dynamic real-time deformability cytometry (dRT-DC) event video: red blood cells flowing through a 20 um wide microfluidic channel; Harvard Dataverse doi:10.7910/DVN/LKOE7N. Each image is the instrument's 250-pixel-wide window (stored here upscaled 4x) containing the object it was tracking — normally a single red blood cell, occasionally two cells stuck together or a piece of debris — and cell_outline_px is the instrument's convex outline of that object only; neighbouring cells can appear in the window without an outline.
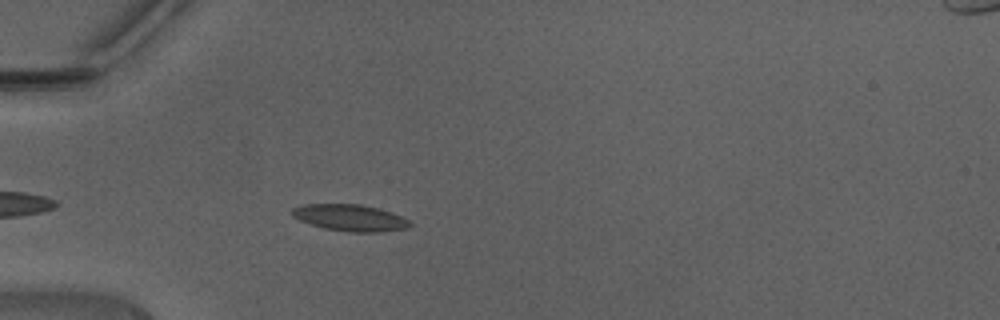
{"species": "Egyptian fruit bat (a non-hibernating species)", "species_latin": "Rousettus aegyptiacus", "temperature_condition": "warm", "stored_images_in_passage": 36, "camera_frame_rate_fps": 3000, "um_per_image_px": 0.085, "animal": {"sex": "male"}, "frame": {"image": 1, "passage_image": 4, "time_ms": 1.0, "image_size_px": [1000, 320], "cell_outline_px": [[412, 224], [404, 228], [380, 232], [348, 232], [324, 228], [300, 220], [292, 216], [288, 212], [292, 208], [304, 204], [360, 204], [392, 212], [408, 220]], "centroid_in_image_um": [29.7, 18.5], "position_along_channel_um": 55.3, "area_um2": 18.15}}
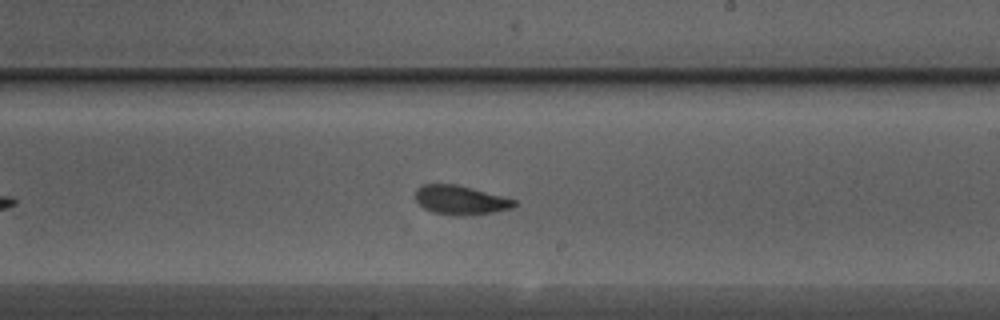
{"frame": {"image": 2, "passage_image": 18, "time_ms": 5.667, "image_size_px": [1000, 320], "cell_outline_px": [[516, 204], [512, 208], [492, 212], [432, 212], [424, 208], [416, 200], [416, 188], [424, 184], [456, 184], [516, 200]], "centroid_in_image_um": [39.11, 16.94], "position_along_channel_um": 249.9, "area_um2": 15.61}}
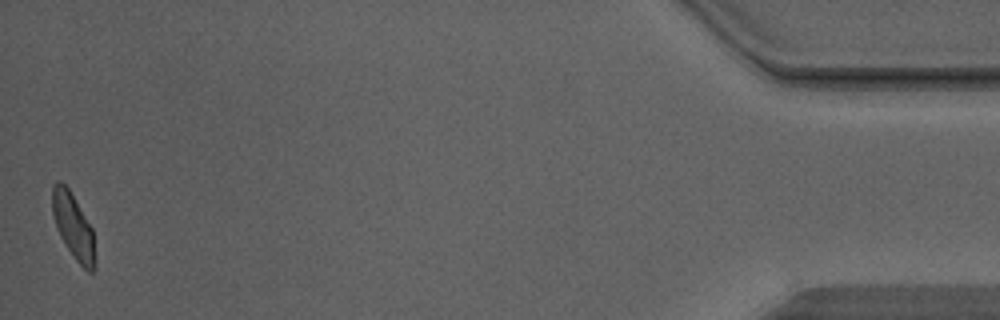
{"frame": {"image": 3, "passage_image": 36, "time_ms": 11.667, "image_size_px": [1000, 320], "cell_outline_px": [[96, 268], [92, 272], [88, 272], [76, 260], [64, 244], [60, 236], [52, 216], [52, 184], [56, 180], [60, 180], [68, 188], [92, 228], [96, 260]], "centroid_in_image_um": [6.22, 19.25], "position_along_channel_um": 429.0, "area_um2": 16.36}, "authors_computed_cell_mechanics": {"area_um2": 16.8487, "velocity_mm_per_s": 4.4319, "shape_relaxation_time_tau1_ms": 3.6806, "shape_relaxation_time_tau2_ms": 1.7392, "deformation_change_tau1": 0.1396, "deformation_change_tau2": 0.0784}}